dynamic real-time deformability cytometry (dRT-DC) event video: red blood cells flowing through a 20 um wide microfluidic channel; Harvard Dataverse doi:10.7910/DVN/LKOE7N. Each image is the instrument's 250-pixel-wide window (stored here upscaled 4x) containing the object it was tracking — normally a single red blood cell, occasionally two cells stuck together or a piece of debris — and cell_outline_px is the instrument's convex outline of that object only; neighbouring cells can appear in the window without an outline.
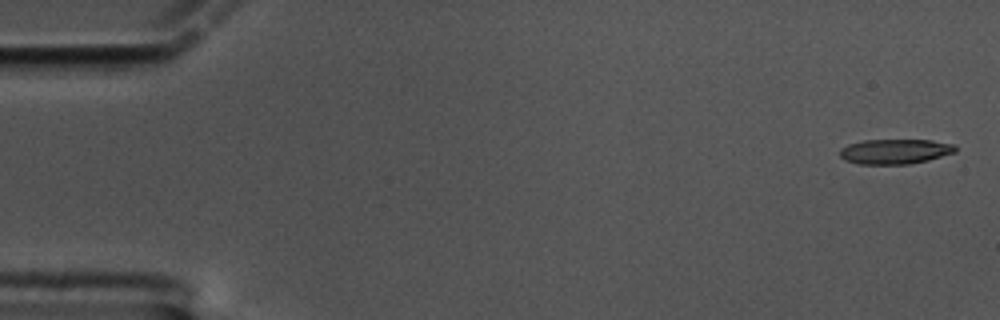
{"species": "common noctule bat (a hibernating species)", "species_latin": "Nyctalus noctula", "temperature_condition": "cold", "stored_images_in_passage": 58, "camera_frame_rate_fps": 3000, "um_per_image_px": 0.085, "animal": {"sex": "male", "body_mass_g": 17.5, "forearm_length_mm": 52.3}, "frame": {"image": 1, "passage_image": 1, "time_ms": 0.0, "image_size_px": [1000, 320], "cell_outline_px": [[956, 152], [928, 160], [908, 164], [860, 164], [844, 160], [840, 156], [840, 148], [848, 144], [864, 140], [932, 140], [956, 144]], "centroid_in_image_um": [76.08, 12.87], "position_along_channel_um": 8.9, "area_um2": 16.88}}
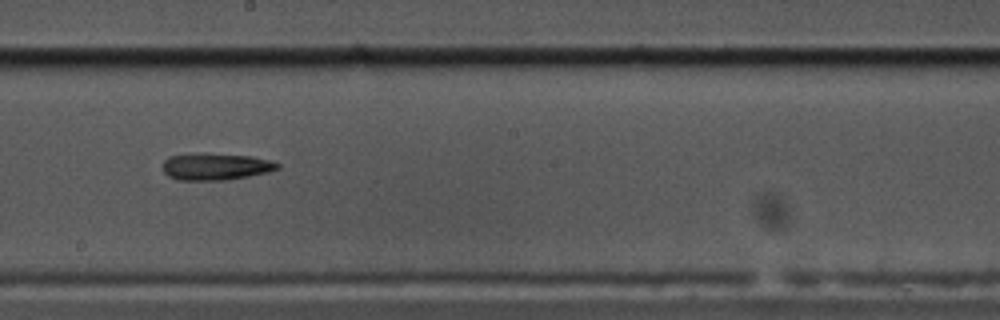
{"frame": {"image": 2, "passage_image": 32, "time_ms": 10.333, "image_size_px": [1000, 320], "cell_outline_px": [[280, 168], [268, 172], [228, 180], [176, 180], [168, 176], [164, 172], [164, 160], [168, 156], [200, 152], [204, 152], [252, 156], [268, 160], [280, 164]], "centroid_in_image_um": [18.31, 14.15], "position_along_channel_um": 229.9, "area_um2": 18.26}}
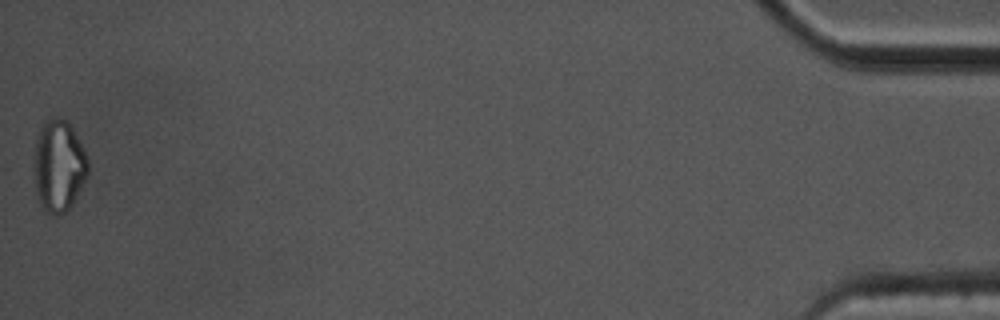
{"frame": {"image": 3, "passage_image": 58, "time_ms": 19.0, "image_size_px": [1000, 320], "cell_outline_px": [[88, 172], [72, 204], [64, 212], [56, 216], [52, 216], [44, 212], [40, 208], [36, 192], [32, 168], [36, 140], [40, 128], [44, 120], [56, 116], [60, 116], [68, 120], [84, 148], [88, 160]], "centroid_in_image_um": [4.95, 14.08], "position_along_channel_um": 430.2, "area_um2": 29.54}, "authors_computed_cell_mechanics": {"area_um2": 17.918, "velocity_mm_per_s": 3.4247, "shape_relaxation_time_tau1_ms": 10.7885, "shape_relaxation_time_tau2_ms": null, "deformation_change_tau1": 0.297, "deformation_change_tau2": null}}